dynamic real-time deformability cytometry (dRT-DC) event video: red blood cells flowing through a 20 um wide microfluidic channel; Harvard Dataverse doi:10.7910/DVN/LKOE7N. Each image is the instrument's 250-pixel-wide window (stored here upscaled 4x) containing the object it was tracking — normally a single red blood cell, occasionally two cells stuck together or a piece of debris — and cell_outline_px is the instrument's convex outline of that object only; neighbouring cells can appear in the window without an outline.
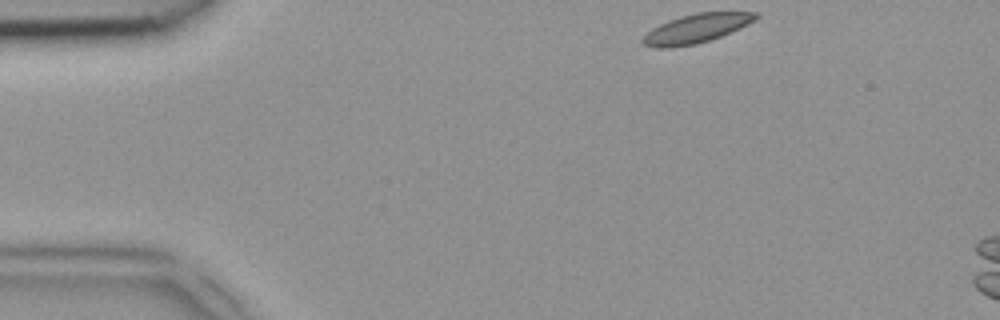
{"species": "common noctule bat (a hibernating species)", "species_latin": "Nyctalus noctula", "temperature_condition": "room temperature", "stored_images_in_passage": 42, "camera_frame_rate_fps": 3000, "um_per_image_px": 0.085, "animal": {"sex": "female", "body_mass_g": 18.4}, "frame": {"image": 1, "passage_image": 1, "time_ms": 0.0, "image_size_px": [1000, 320], "cell_outline_px": [[760, 16], [756, 20], [740, 28], [720, 36], [696, 44], [668, 48], [656, 48], [644, 44], [640, 40], [652, 28], [668, 20], [680, 16], [696, 12], [760, 12]], "centroid_in_image_um": [59.2, 2.41], "position_along_channel_um": 25.8, "area_um2": 19.07}}
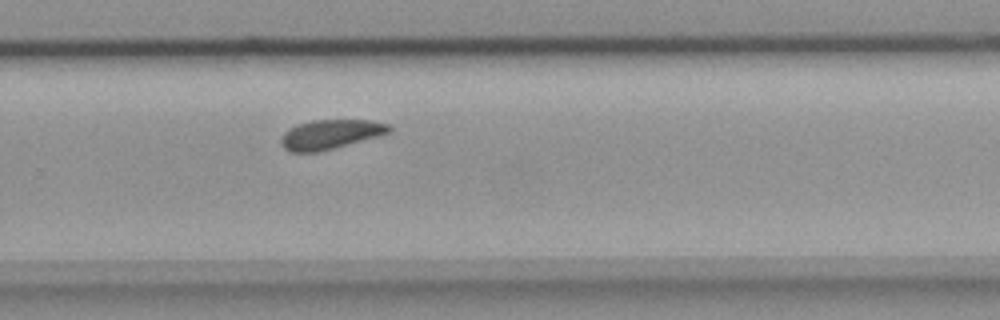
{"frame": {"image": 2, "passage_image": 26, "time_ms": 8.333, "image_size_px": [1000, 320], "cell_outline_px": [[392, 132], [380, 136], [320, 152], [288, 152], [280, 144], [280, 140], [284, 132], [288, 128], [296, 124], [312, 120], [372, 120], [388, 124], [392, 128]], "centroid_in_image_um": [28.08, 11.42], "position_along_channel_um": 301.7, "area_um2": 18.9}}
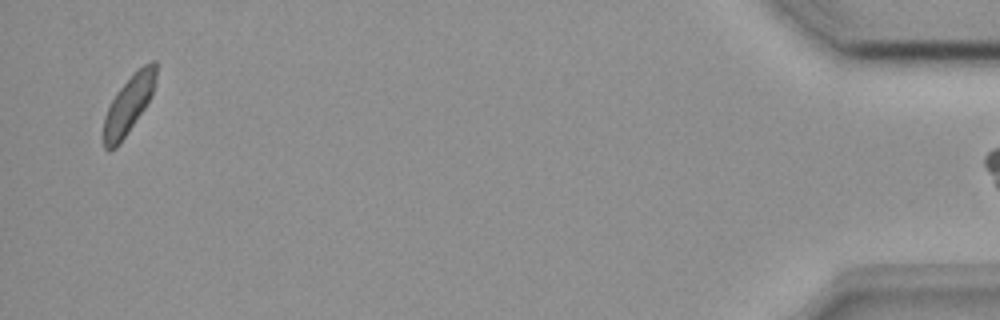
{"frame": {"image": 3, "passage_image": 41, "time_ms": 13.333, "image_size_px": [1000, 320], "cell_outline_px": [[156, 76], [152, 96], [120, 144], [116, 148], [108, 152], [104, 148], [104, 116], [116, 92], [144, 64], [152, 60], [156, 60]], "centroid_in_image_um": [10.93, 8.93], "position_along_channel_um": 424.3, "area_um2": 17.34}}